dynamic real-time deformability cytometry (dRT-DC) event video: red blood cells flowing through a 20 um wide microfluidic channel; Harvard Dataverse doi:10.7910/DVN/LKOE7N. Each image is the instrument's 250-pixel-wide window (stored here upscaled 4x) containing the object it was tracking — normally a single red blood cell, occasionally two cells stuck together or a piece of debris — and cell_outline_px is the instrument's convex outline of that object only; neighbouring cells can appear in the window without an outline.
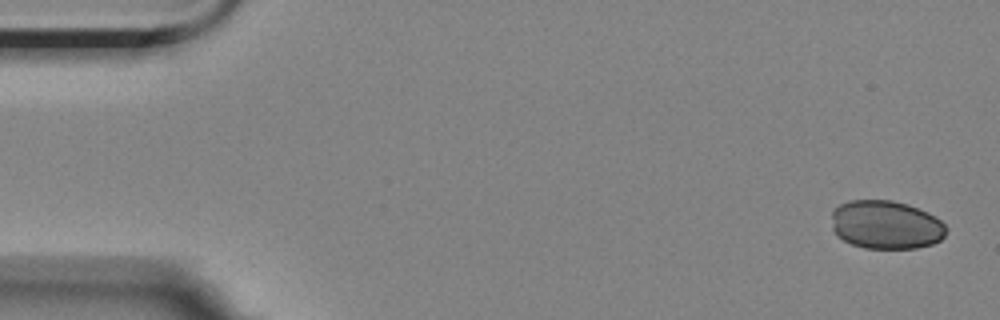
{"species": "Egyptian fruit bat (a non-hibernating species)", "species_latin": "Rousettus aegyptiacus", "temperature_condition": "room temperature", "stored_images_in_passage": 4, "camera_frame_rate_fps": 3000, "um_per_image_px": 0.085, "animal": {"sex": "female"}, "frame": {"image": 1, "passage_image": 1, "time_ms": 0.0, "image_size_px": [1000, 320], "cell_outline_px": [[948, 228], [944, 236], [940, 240], [932, 244], [916, 248], [864, 248], [852, 244], [836, 236], [832, 228], [832, 212], [840, 204], [848, 200], [892, 200], [908, 204], [928, 212], [940, 220]], "centroid_in_image_um": [75.3, 19.1], "position_along_channel_um": 9.7, "area_um2": 32.6}}
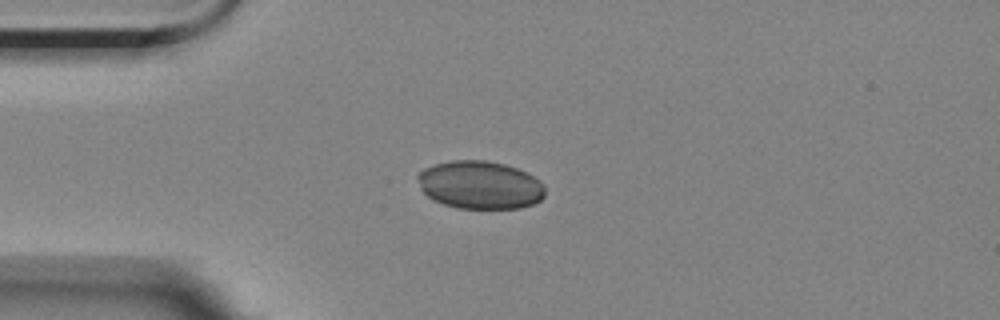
{"frame": {"image": 2, "passage_image": 4, "time_ms": 4.0, "image_size_px": [1000, 320], "cell_outline_px": [[544, 196], [540, 200], [532, 204], [520, 208], [456, 208], [444, 204], [428, 196], [420, 188], [416, 176], [424, 168], [436, 164], [452, 160], [484, 160], [504, 164], [528, 172], [540, 180], [544, 184]], "centroid_in_image_um": [40.81, 15.71], "position_along_channel_um": 44.2, "area_um2": 35.66}}